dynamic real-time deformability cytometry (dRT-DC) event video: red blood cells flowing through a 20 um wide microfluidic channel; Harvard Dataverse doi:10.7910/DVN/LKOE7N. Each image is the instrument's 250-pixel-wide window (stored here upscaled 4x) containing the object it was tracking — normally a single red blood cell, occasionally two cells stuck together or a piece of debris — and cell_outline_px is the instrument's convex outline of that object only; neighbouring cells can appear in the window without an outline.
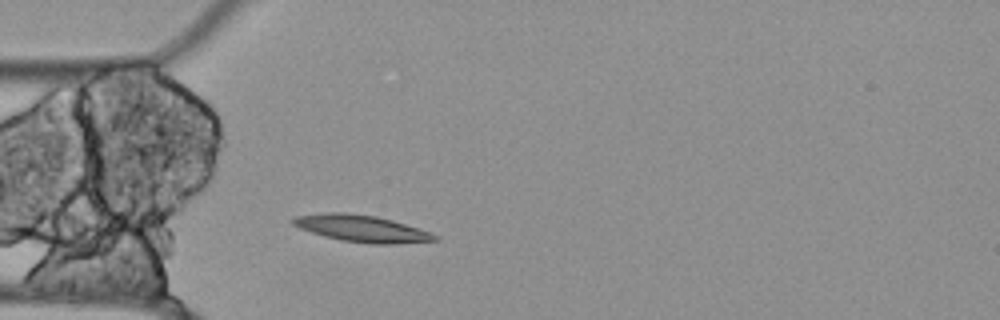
{"species": "Egyptian fruit bat (a non-hibernating species)", "species_latin": "Rousettus aegyptiacus", "temperature_condition": "cold", "stored_images_in_passage": 7, "camera_frame_rate_fps": 3000, "um_per_image_px": 0.085, "animal": {"sex": "female"}, "frame": {"image": 1, "passage_image": 1, "time_ms": 0.0, "image_size_px": [1000, 320], "cell_outline_px": [[440, 240], [396, 244], [372, 244], [340, 240], [324, 236], [300, 228], [292, 224], [292, 220], [296, 216], [328, 212], [344, 212], [376, 216], [392, 220], [440, 236]], "centroid_in_image_um": [30.76, 19.43], "position_along_channel_um": 54.2, "area_um2": 21.96}}
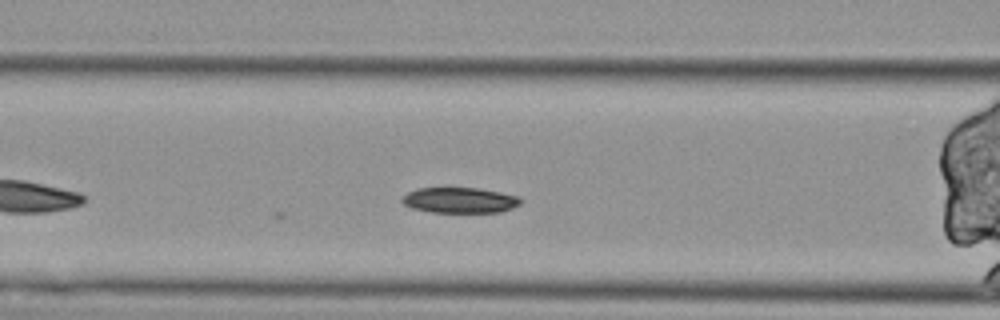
{"frame": {"image": 2, "passage_image": 7, "time_ms": 2.0, "image_size_px": [1000, 320], "cell_outline_px": [[520, 204], [512, 208], [500, 212], [432, 212], [412, 208], [404, 204], [400, 200], [400, 196], [416, 188], [476, 188], [500, 192], [520, 196]], "centroid_in_image_um": [39.05, 17.01], "position_along_channel_um": 127.6, "area_um2": 17.69}}